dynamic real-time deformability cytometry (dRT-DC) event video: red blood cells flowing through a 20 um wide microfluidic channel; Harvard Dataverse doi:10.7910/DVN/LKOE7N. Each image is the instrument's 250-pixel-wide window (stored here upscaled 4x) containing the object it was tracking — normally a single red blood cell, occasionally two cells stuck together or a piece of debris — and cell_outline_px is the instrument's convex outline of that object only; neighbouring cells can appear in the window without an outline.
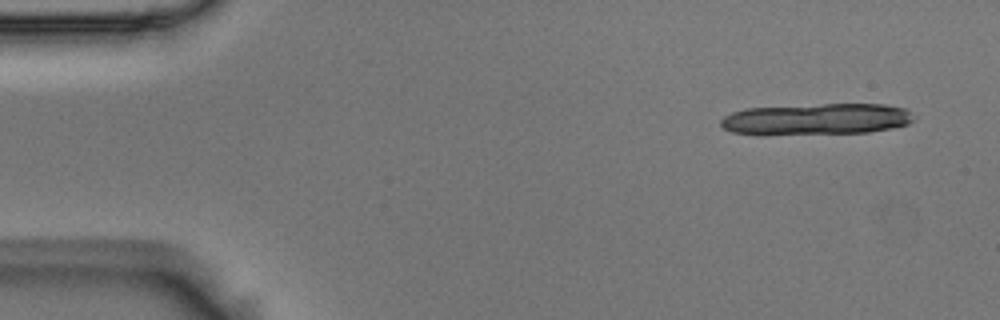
{"species": "Egyptian fruit bat (a non-hibernating species)", "species_latin": "Rousettus aegyptiacus", "temperature_condition": "room temperature", "stored_images_in_passage": 7, "camera_frame_rate_fps": 3000, "um_per_image_px": 0.085, "animal": {"sex": "male"}, "frame": {"image": 1, "passage_image": 1, "time_ms": 0.0, "image_size_px": [1000, 320], "cell_outline_px": [[916, 116], [908, 124], [892, 128], [868, 132], [764, 136], [756, 136], [732, 132], [724, 128], [720, 124], [720, 120], [724, 116], [732, 112], [748, 108], [824, 104], [884, 104], [904, 108]], "centroid_in_image_um": [69.35, 10.15], "position_along_channel_um": 15.7, "area_um2": 35.95}}
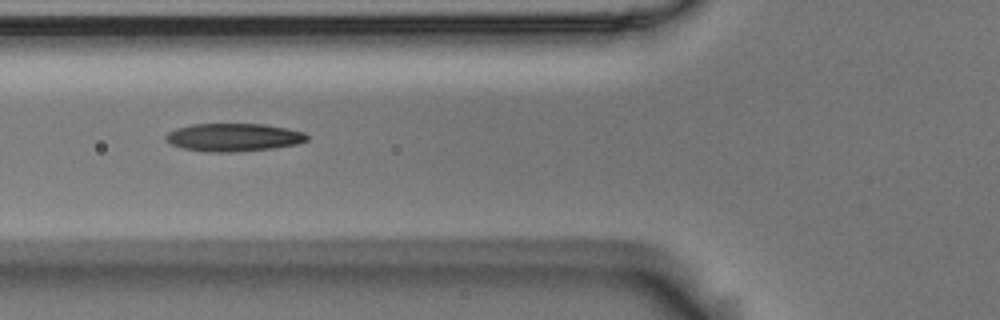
{"frame": {"image": 2, "passage_image": 6, "time_ms": 1.667, "image_size_px": [1000, 320], "cell_outline_px": [[308, 140], [296, 144], [272, 148], [236, 152], [208, 152], [184, 148], [172, 144], [164, 136], [168, 132], [176, 128], [192, 124], [264, 124], [304, 132], [308, 136]], "centroid_in_image_um": [19.85, 11.67], "position_along_channel_um": 105.9, "area_um2": 22.83}}
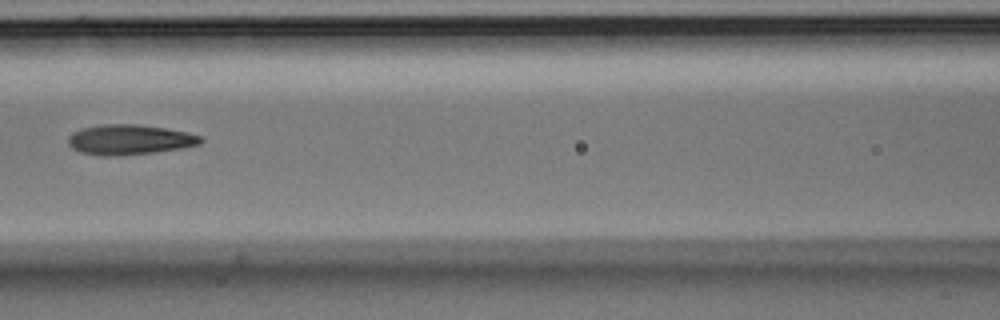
{"frame": {"image": 3, "passage_image": 7, "time_ms": 2.0, "image_size_px": [1000, 320], "cell_outline_px": [[204, 140], [200, 144], [184, 148], [120, 156], [104, 156], [80, 152], [72, 148], [68, 144], [68, 136], [72, 132], [80, 128], [104, 124], [136, 124], [164, 128], [184, 132], [200, 136]], "centroid_in_image_um": [10.97, 11.87], "position_along_channel_um": 155.6, "area_um2": 23.24}}